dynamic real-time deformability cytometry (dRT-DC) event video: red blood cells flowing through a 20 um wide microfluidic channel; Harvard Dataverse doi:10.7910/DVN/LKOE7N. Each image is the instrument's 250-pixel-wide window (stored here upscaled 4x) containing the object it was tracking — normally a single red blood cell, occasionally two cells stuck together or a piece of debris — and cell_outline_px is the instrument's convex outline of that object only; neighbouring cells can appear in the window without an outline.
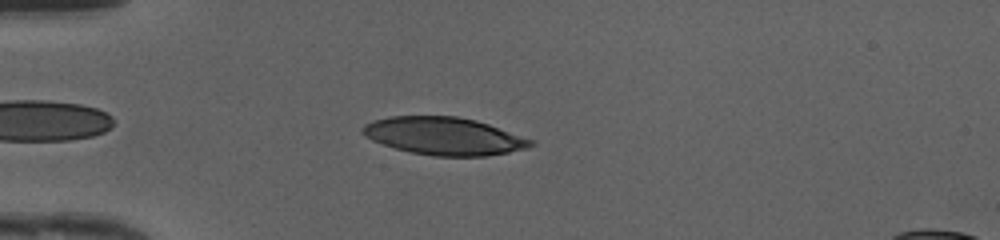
{"species": "human", "species_latin": "Homo sapiens", "temperature_condition": "cold", "stored_images_in_passage": 37, "camera_frame_rate_fps": 3000, "um_per_image_px": 0.085, "donor": {"sex": "female"}, "frame": {"image": 1, "passage_image": 5, "time_ms": 1.333, "image_size_px": [1000, 240], "cell_outline_px": [[536, 144], [528, 148], [488, 156], [432, 156], [412, 152], [396, 148], [372, 140], [364, 136], [360, 132], [360, 128], [364, 124], [372, 120], [388, 116], [456, 116], [476, 120], [536, 140]], "centroid_in_image_um": [37.75, 11.56], "position_along_channel_um": 47.3, "area_um2": 37.17}}
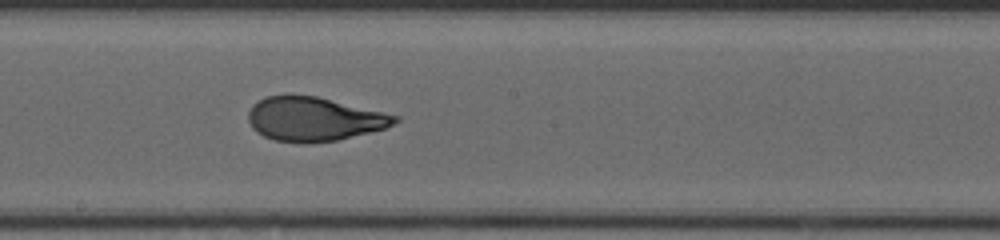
{"frame": {"image": 2, "passage_image": 19, "time_ms": 6.0, "image_size_px": [1000, 240], "cell_outline_px": [[400, 120], [384, 128], [336, 140], [308, 144], [304, 144], [276, 140], [264, 136], [256, 132], [252, 128], [248, 120], [248, 112], [252, 104], [268, 96], [284, 92], [316, 96], [400, 116]], "centroid_in_image_um": [26.63, 10.09], "position_along_channel_um": 221.6, "area_um2": 37.86}}
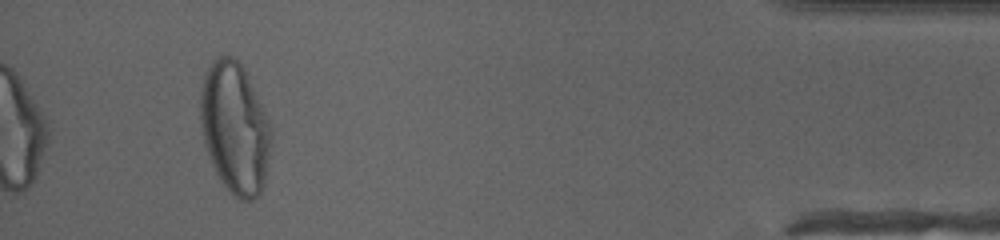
{"frame": {"image": 3, "passage_image": 37, "time_ms": 12.0, "image_size_px": [1000, 240], "cell_outline_px": [[272, 132], [264, 188], [252, 200], [240, 200], [220, 180], [208, 156], [204, 144], [200, 124], [200, 92], [204, 72], [216, 56], [232, 56], [244, 68], [272, 128]], "centroid_in_image_um": [19.94, 10.87], "position_along_channel_um": 415.3, "area_um2": 54.04}, "authors_computed_cell_mechanics": {"area_um2": 37.9168, "velocity_mm_per_s": 4.2219, "shape_relaxation_time_tau1_ms": 6.7095, "shape_relaxation_time_tau2_ms": 0.8181, "deformation_change_tau1": 0.2859, "deformation_change_tau2": 0.0766}}